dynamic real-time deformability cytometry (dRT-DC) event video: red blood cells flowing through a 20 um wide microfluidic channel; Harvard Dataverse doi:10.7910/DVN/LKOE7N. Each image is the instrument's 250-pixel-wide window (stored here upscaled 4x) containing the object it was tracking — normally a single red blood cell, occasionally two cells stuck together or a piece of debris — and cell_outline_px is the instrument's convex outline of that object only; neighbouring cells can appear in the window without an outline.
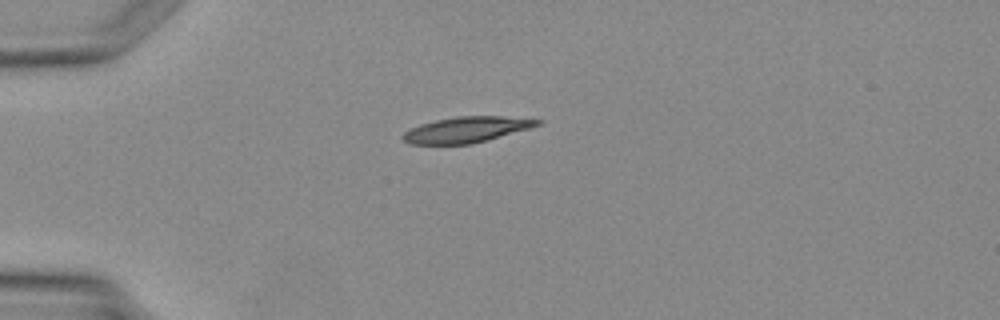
{"species": "Egyptian fruit bat (a non-hibernating species)", "species_latin": "Rousettus aegyptiacus", "temperature_condition": "warm", "stored_images_in_passage": 2, "camera_frame_rate_fps": 3000, "um_per_image_px": 0.085, "animal": {"sex": "female"}, "frame": {"image": 1, "passage_image": 1, "time_ms": 0.0, "image_size_px": [1000, 320], "cell_outline_px": [[544, 120], [540, 124], [528, 128], [488, 140], [472, 144], [408, 144], [400, 136], [404, 132], [420, 124], [436, 120], [456, 116], [500, 116]], "centroid_in_image_um": [39.61, 11.02], "position_along_channel_um": 45.4, "area_um2": 20.06}}